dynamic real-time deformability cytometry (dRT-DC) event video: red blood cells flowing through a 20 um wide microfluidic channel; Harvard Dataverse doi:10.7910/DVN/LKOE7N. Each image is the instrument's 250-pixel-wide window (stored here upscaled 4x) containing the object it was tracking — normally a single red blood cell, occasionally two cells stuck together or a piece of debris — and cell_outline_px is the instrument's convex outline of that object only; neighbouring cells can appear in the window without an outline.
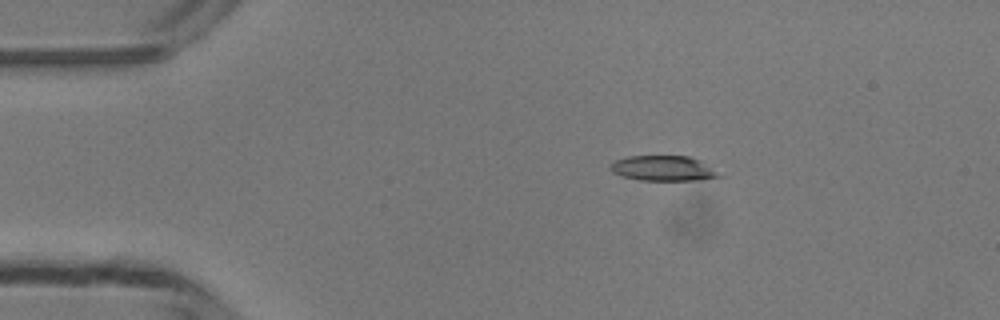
{"species": "common noctule bat (a hibernating species)", "species_latin": "Nyctalus noctula", "temperature_condition": "room temperature", "stored_images_in_passage": 41, "camera_frame_rate_fps": 3000, "um_per_image_px": 0.085, "animal": {"sex": "male", "body_mass_g": 13.3}, "frame": {"image": 1, "passage_image": 1, "time_ms": 0.0, "image_size_px": [1000, 320], "cell_outline_px": [[724, 176], [704, 180], [640, 180], [620, 176], [612, 172], [608, 168], [608, 164], [616, 160], [628, 156], [688, 156], [700, 160]], "centroid_in_image_um": [56.35, 14.31], "position_along_channel_um": 28.7, "area_um2": 16.13}}
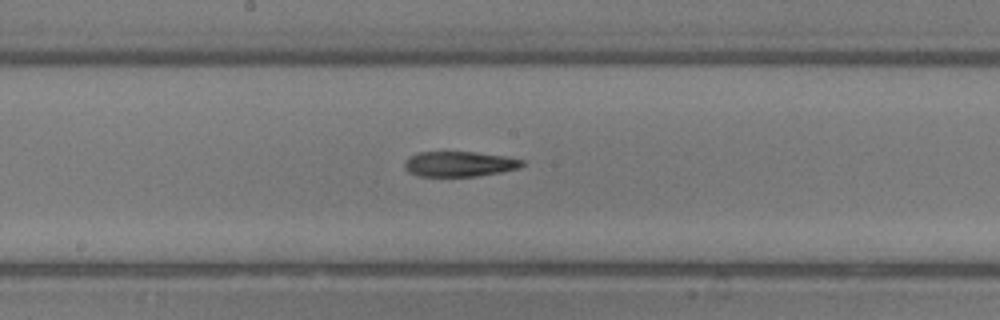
{"frame": {"image": 2, "passage_image": 18, "time_ms": 5.667, "image_size_px": [1000, 320], "cell_outline_px": [[524, 164], [520, 168], [500, 172], [476, 176], [416, 176], [408, 172], [404, 168], [404, 164], [412, 156], [420, 152], [476, 152], [508, 156], [524, 160]], "centroid_in_image_um": [39.09, 13.94], "position_along_channel_um": 209.1, "area_um2": 17.28}}
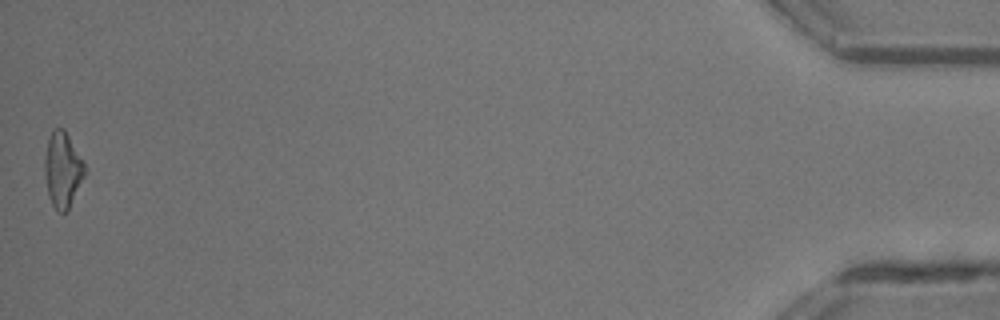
{"frame": {"image": 3, "passage_image": 41, "time_ms": 13.333, "image_size_px": [1000, 320], "cell_outline_px": [[84, 176], [68, 208], [64, 212], [56, 212], [48, 196], [44, 172], [44, 160], [48, 140], [52, 128], [64, 128], [84, 160]], "centroid_in_image_um": [5.3, 14.39], "position_along_channel_um": 429.9, "area_um2": 17.51}}